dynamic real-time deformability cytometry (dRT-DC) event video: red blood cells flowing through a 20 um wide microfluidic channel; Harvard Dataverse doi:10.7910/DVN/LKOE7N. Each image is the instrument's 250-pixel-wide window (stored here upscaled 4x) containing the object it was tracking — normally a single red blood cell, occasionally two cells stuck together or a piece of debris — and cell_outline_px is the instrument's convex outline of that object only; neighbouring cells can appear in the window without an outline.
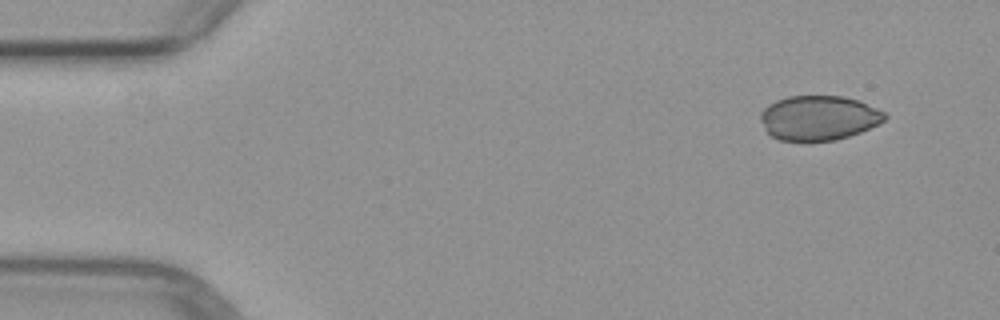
{"species": "common noctule bat (a hibernating species)", "species_latin": "Nyctalus noctula", "temperature_condition": "warm", "stored_images_in_passage": 4, "camera_frame_rate_fps": 3000, "um_per_image_px": 0.085, "animal": {"sex": "female", "body_mass_g": 29.2, "forearm_length_mm": 56.3}, "frame": {"image": 1, "passage_image": 1, "time_ms": 0.0, "image_size_px": [1000, 320], "cell_outline_px": [[888, 116], [880, 124], [860, 132], [836, 140], [808, 144], [780, 140], [772, 136], [764, 128], [760, 120], [760, 112], [768, 104], [776, 100], [788, 96], [840, 96], [860, 100], [884, 112]], "centroid_in_image_um": [69.57, 10.05], "position_along_channel_um": 15.4, "area_um2": 33.12}}